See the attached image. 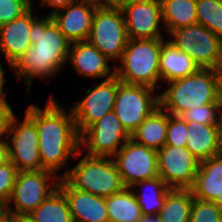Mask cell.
Here are the masks:
<instances>
[{"mask_svg":"<svg viewBox=\"0 0 222 222\" xmlns=\"http://www.w3.org/2000/svg\"><path fill=\"white\" fill-rule=\"evenodd\" d=\"M25 114L36 125L40 160L44 169L57 174L71 156L80 157V135L71 109L66 111L51 95L43 109L30 104Z\"/></svg>","mask_w":222,"mask_h":222,"instance_id":"obj_1","label":"cell"},{"mask_svg":"<svg viewBox=\"0 0 222 222\" xmlns=\"http://www.w3.org/2000/svg\"><path fill=\"white\" fill-rule=\"evenodd\" d=\"M31 47L10 68L24 80L30 91L34 78L49 79L67 62L70 42L50 15L38 17L29 32Z\"/></svg>","mask_w":222,"mask_h":222,"instance_id":"obj_2","label":"cell"},{"mask_svg":"<svg viewBox=\"0 0 222 222\" xmlns=\"http://www.w3.org/2000/svg\"><path fill=\"white\" fill-rule=\"evenodd\" d=\"M159 95L160 106L169 114L181 116L185 111L205 104H221L222 70L200 68L197 72L167 83Z\"/></svg>","mask_w":222,"mask_h":222,"instance_id":"obj_3","label":"cell"},{"mask_svg":"<svg viewBox=\"0 0 222 222\" xmlns=\"http://www.w3.org/2000/svg\"><path fill=\"white\" fill-rule=\"evenodd\" d=\"M163 42V38L128 39L121 64L115 66V76L127 84L153 89L159 87V60Z\"/></svg>","mask_w":222,"mask_h":222,"instance_id":"obj_4","label":"cell"},{"mask_svg":"<svg viewBox=\"0 0 222 222\" xmlns=\"http://www.w3.org/2000/svg\"><path fill=\"white\" fill-rule=\"evenodd\" d=\"M59 177H64L75 189L104 198L125 188L111 157H94L84 154L76 166Z\"/></svg>","mask_w":222,"mask_h":222,"instance_id":"obj_5","label":"cell"},{"mask_svg":"<svg viewBox=\"0 0 222 222\" xmlns=\"http://www.w3.org/2000/svg\"><path fill=\"white\" fill-rule=\"evenodd\" d=\"M87 41L110 61H120L128 41L121 8L100 3L95 10Z\"/></svg>","mask_w":222,"mask_h":222,"instance_id":"obj_6","label":"cell"},{"mask_svg":"<svg viewBox=\"0 0 222 222\" xmlns=\"http://www.w3.org/2000/svg\"><path fill=\"white\" fill-rule=\"evenodd\" d=\"M169 35L171 39L168 41L186 53L200 68L222 70V38L205 26L195 24L175 29Z\"/></svg>","mask_w":222,"mask_h":222,"instance_id":"obj_7","label":"cell"},{"mask_svg":"<svg viewBox=\"0 0 222 222\" xmlns=\"http://www.w3.org/2000/svg\"><path fill=\"white\" fill-rule=\"evenodd\" d=\"M59 179L57 174L46 169L18 171L7 209L19 218H26L58 188Z\"/></svg>","mask_w":222,"mask_h":222,"instance_id":"obj_8","label":"cell"},{"mask_svg":"<svg viewBox=\"0 0 222 222\" xmlns=\"http://www.w3.org/2000/svg\"><path fill=\"white\" fill-rule=\"evenodd\" d=\"M155 90L143 85L127 84L118 79L113 111L130 135L160 106L159 95H154Z\"/></svg>","mask_w":222,"mask_h":222,"instance_id":"obj_9","label":"cell"},{"mask_svg":"<svg viewBox=\"0 0 222 222\" xmlns=\"http://www.w3.org/2000/svg\"><path fill=\"white\" fill-rule=\"evenodd\" d=\"M130 138L117 115L111 111L80 135V149L86 147L88 156L113 158Z\"/></svg>","mask_w":222,"mask_h":222,"instance_id":"obj_10","label":"cell"},{"mask_svg":"<svg viewBox=\"0 0 222 222\" xmlns=\"http://www.w3.org/2000/svg\"><path fill=\"white\" fill-rule=\"evenodd\" d=\"M125 188L158 177L157 151L129 139L113 157Z\"/></svg>","mask_w":222,"mask_h":222,"instance_id":"obj_11","label":"cell"},{"mask_svg":"<svg viewBox=\"0 0 222 222\" xmlns=\"http://www.w3.org/2000/svg\"><path fill=\"white\" fill-rule=\"evenodd\" d=\"M157 156L158 176L170 188L190 189L193 186L200 160L186 147L164 145Z\"/></svg>","mask_w":222,"mask_h":222,"instance_id":"obj_12","label":"cell"},{"mask_svg":"<svg viewBox=\"0 0 222 222\" xmlns=\"http://www.w3.org/2000/svg\"><path fill=\"white\" fill-rule=\"evenodd\" d=\"M117 89L118 78L116 76L103 80L93 89H87V96L72 106L71 110L79 135L114 110Z\"/></svg>","mask_w":222,"mask_h":222,"instance_id":"obj_13","label":"cell"},{"mask_svg":"<svg viewBox=\"0 0 222 222\" xmlns=\"http://www.w3.org/2000/svg\"><path fill=\"white\" fill-rule=\"evenodd\" d=\"M9 138L10 161L18 171L44 169L40 160L36 125L26 114L22 122H19L16 115L12 119Z\"/></svg>","mask_w":222,"mask_h":222,"instance_id":"obj_14","label":"cell"},{"mask_svg":"<svg viewBox=\"0 0 222 222\" xmlns=\"http://www.w3.org/2000/svg\"><path fill=\"white\" fill-rule=\"evenodd\" d=\"M128 39L163 38L164 29L160 0H141L121 7ZM162 25V26H161ZM160 27L162 29H160Z\"/></svg>","mask_w":222,"mask_h":222,"instance_id":"obj_15","label":"cell"},{"mask_svg":"<svg viewBox=\"0 0 222 222\" xmlns=\"http://www.w3.org/2000/svg\"><path fill=\"white\" fill-rule=\"evenodd\" d=\"M99 4L92 0H78L51 17L70 43L87 41Z\"/></svg>","mask_w":222,"mask_h":222,"instance_id":"obj_16","label":"cell"},{"mask_svg":"<svg viewBox=\"0 0 222 222\" xmlns=\"http://www.w3.org/2000/svg\"><path fill=\"white\" fill-rule=\"evenodd\" d=\"M58 188L68 201L73 222H109L104 197L75 189L64 177H60Z\"/></svg>","mask_w":222,"mask_h":222,"instance_id":"obj_17","label":"cell"},{"mask_svg":"<svg viewBox=\"0 0 222 222\" xmlns=\"http://www.w3.org/2000/svg\"><path fill=\"white\" fill-rule=\"evenodd\" d=\"M33 6L21 17L0 26V50L8 66L14 65L31 47L30 30L37 19L33 16Z\"/></svg>","mask_w":222,"mask_h":222,"instance_id":"obj_18","label":"cell"},{"mask_svg":"<svg viewBox=\"0 0 222 222\" xmlns=\"http://www.w3.org/2000/svg\"><path fill=\"white\" fill-rule=\"evenodd\" d=\"M109 59L105 57L89 41H80L70 44L67 62H71L77 74L88 78L103 80L115 76V65H109Z\"/></svg>","mask_w":222,"mask_h":222,"instance_id":"obj_19","label":"cell"},{"mask_svg":"<svg viewBox=\"0 0 222 222\" xmlns=\"http://www.w3.org/2000/svg\"><path fill=\"white\" fill-rule=\"evenodd\" d=\"M186 148L200 161L222 153L219 124L187 122Z\"/></svg>","mask_w":222,"mask_h":222,"instance_id":"obj_20","label":"cell"},{"mask_svg":"<svg viewBox=\"0 0 222 222\" xmlns=\"http://www.w3.org/2000/svg\"><path fill=\"white\" fill-rule=\"evenodd\" d=\"M193 197L215 202L222 197V153L200 161L193 186Z\"/></svg>","mask_w":222,"mask_h":222,"instance_id":"obj_21","label":"cell"},{"mask_svg":"<svg viewBox=\"0 0 222 222\" xmlns=\"http://www.w3.org/2000/svg\"><path fill=\"white\" fill-rule=\"evenodd\" d=\"M200 67L186 53L179 51L171 42L165 40L160 50V79L165 83L189 76Z\"/></svg>","mask_w":222,"mask_h":222,"instance_id":"obj_22","label":"cell"},{"mask_svg":"<svg viewBox=\"0 0 222 222\" xmlns=\"http://www.w3.org/2000/svg\"><path fill=\"white\" fill-rule=\"evenodd\" d=\"M167 125L168 112L159 106L131 134V139L158 151L165 145Z\"/></svg>","mask_w":222,"mask_h":222,"instance_id":"obj_23","label":"cell"},{"mask_svg":"<svg viewBox=\"0 0 222 222\" xmlns=\"http://www.w3.org/2000/svg\"><path fill=\"white\" fill-rule=\"evenodd\" d=\"M135 188H137L139 192H137ZM131 189L141 208L142 215H158L164 205L167 193L172 188L158 176L138 182L132 186ZM141 189L144 190L142 191Z\"/></svg>","mask_w":222,"mask_h":222,"instance_id":"obj_24","label":"cell"},{"mask_svg":"<svg viewBox=\"0 0 222 222\" xmlns=\"http://www.w3.org/2000/svg\"><path fill=\"white\" fill-rule=\"evenodd\" d=\"M162 24L170 33L197 24L196 0H160Z\"/></svg>","mask_w":222,"mask_h":222,"instance_id":"obj_25","label":"cell"},{"mask_svg":"<svg viewBox=\"0 0 222 222\" xmlns=\"http://www.w3.org/2000/svg\"><path fill=\"white\" fill-rule=\"evenodd\" d=\"M109 222H139L141 208L131 188L105 198Z\"/></svg>","mask_w":222,"mask_h":222,"instance_id":"obj_26","label":"cell"},{"mask_svg":"<svg viewBox=\"0 0 222 222\" xmlns=\"http://www.w3.org/2000/svg\"><path fill=\"white\" fill-rule=\"evenodd\" d=\"M26 218L31 222H73L68 201L59 188L55 189Z\"/></svg>","mask_w":222,"mask_h":222,"instance_id":"obj_27","label":"cell"},{"mask_svg":"<svg viewBox=\"0 0 222 222\" xmlns=\"http://www.w3.org/2000/svg\"><path fill=\"white\" fill-rule=\"evenodd\" d=\"M193 194L190 189L172 188L158 216L161 222H189Z\"/></svg>","mask_w":222,"mask_h":222,"instance_id":"obj_28","label":"cell"},{"mask_svg":"<svg viewBox=\"0 0 222 222\" xmlns=\"http://www.w3.org/2000/svg\"><path fill=\"white\" fill-rule=\"evenodd\" d=\"M197 24L222 38V0H196Z\"/></svg>","mask_w":222,"mask_h":222,"instance_id":"obj_29","label":"cell"},{"mask_svg":"<svg viewBox=\"0 0 222 222\" xmlns=\"http://www.w3.org/2000/svg\"><path fill=\"white\" fill-rule=\"evenodd\" d=\"M189 222H222L221 209L215 202L193 198Z\"/></svg>","mask_w":222,"mask_h":222,"instance_id":"obj_30","label":"cell"},{"mask_svg":"<svg viewBox=\"0 0 222 222\" xmlns=\"http://www.w3.org/2000/svg\"><path fill=\"white\" fill-rule=\"evenodd\" d=\"M221 104H205L185 111L181 117L186 122H198L200 124H219Z\"/></svg>","mask_w":222,"mask_h":222,"instance_id":"obj_31","label":"cell"},{"mask_svg":"<svg viewBox=\"0 0 222 222\" xmlns=\"http://www.w3.org/2000/svg\"><path fill=\"white\" fill-rule=\"evenodd\" d=\"M188 135L187 122L181 116L168 113V125L165 145L186 147Z\"/></svg>","mask_w":222,"mask_h":222,"instance_id":"obj_32","label":"cell"},{"mask_svg":"<svg viewBox=\"0 0 222 222\" xmlns=\"http://www.w3.org/2000/svg\"><path fill=\"white\" fill-rule=\"evenodd\" d=\"M33 5L30 0H0V26L21 17Z\"/></svg>","mask_w":222,"mask_h":222,"instance_id":"obj_33","label":"cell"},{"mask_svg":"<svg viewBox=\"0 0 222 222\" xmlns=\"http://www.w3.org/2000/svg\"><path fill=\"white\" fill-rule=\"evenodd\" d=\"M17 173V167L11 161L0 165V198L6 203L12 195Z\"/></svg>","mask_w":222,"mask_h":222,"instance_id":"obj_34","label":"cell"},{"mask_svg":"<svg viewBox=\"0 0 222 222\" xmlns=\"http://www.w3.org/2000/svg\"><path fill=\"white\" fill-rule=\"evenodd\" d=\"M14 111L9 103H0V142L8 141Z\"/></svg>","mask_w":222,"mask_h":222,"instance_id":"obj_35","label":"cell"},{"mask_svg":"<svg viewBox=\"0 0 222 222\" xmlns=\"http://www.w3.org/2000/svg\"><path fill=\"white\" fill-rule=\"evenodd\" d=\"M41 6H49L53 9L46 15H53L57 11L64 9L67 5L77 2L78 0H41Z\"/></svg>","mask_w":222,"mask_h":222,"instance_id":"obj_36","label":"cell"},{"mask_svg":"<svg viewBox=\"0 0 222 222\" xmlns=\"http://www.w3.org/2000/svg\"><path fill=\"white\" fill-rule=\"evenodd\" d=\"M10 161L8 141L0 142V165Z\"/></svg>","mask_w":222,"mask_h":222,"instance_id":"obj_37","label":"cell"},{"mask_svg":"<svg viewBox=\"0 0 222 222\" xmlns=\"http://www.w3.org/2000/svg\"><path fill=\"white\" fill-rule=\"evenodd\" d=\"M6 82L5 70L2 64L0 63V103H8L6 97L7 93L4 92V84Z\"/></svg>","mask_w":222,"mask_h":222,"instance_id":"obj_38","label":"cell"},{"mask_svg":"<svg viewBox=\"0 0 222 222\" xmlns=\"http://www.w3.org/2000/svg\"><path fill=\"white\" fill-rule=\"evenodd\" d=\"M0 222H20V218L9 209H5L0 213Z\"/></svg>","mask_w":222,"mask_h":222,"instance_id":"obj_39","label":"cell"},{"mask_svg":"<svg viewBox=\"0 0 222 222\" xmlns=\"http://www.w3.org/2000/svg\"><path fill=\"white\" fill-rule=\"evenodd\" d=\"M135 1H141V0H103L102 4L121 8L123 5Z\"/></svg>","mask_w":222,"mask_h":222,"instance_id":"obj_40","label":"cell"},{"mask_svg":"<svg viewBox=\"0 0 222 222\" xmlns=\"http://www.w3.org/2000/svg\"><path fill=\"white\" fill-rule=\"evenodd\" d=\"M139 222H161L158 215H142Z\"/></svg>","mask_w":222,"mask_h":222,"instance_id":"obj_41","label":"cell"},{"mask_svg":"<svg viewBox=\"0 0 222 222\" xmlns=\"http://www.w3.org/2000/svg\"><path fill=\"white\" fill-rule=\"evenodd\" d=\"M219 130H220V136L222 140V101H221V108H220V114H219Z\"/></svg>","mask_w":222,"mask_h":222,"instance_id":"obj_42","label":"cell"},{"mask_svg":"<svg viewBox=\"0 0 222 222\" xmlns=\"http://www.w3.org/2000/svg\"><path fill=\"white\" fill-rule=\"evenodd\" d=\"M7 209V203L0 198V210H5Z\"/></svg>","mask_w":222,"mask_h":222,"instance_id":"obj_43","label":"cell"},{"mask_svg":"<svg viewBox=\"0 0 222 222\" xmlns=\"http://www.w3.org/2000/svg\"><path fill=\"white\" fill-rule=\"evenodd\" d=\"M215 203L219 206V207H222V197H219Z\"/></svg>","mask_w":222,"mask_h":222,"instance_id":"obj_44","label":"cell"},{"mask_svg":"<svg viewBox=\"0 0 222 222\" xmlns=\"http://www.w3.org/2000/svg\"><path fill=\"white\" fill-rule=\"evenodd\" d=\"M20 222H31V221L28 220L27 218H20Z\"/></svg>","mask_w":222,"mask_h":222,"instance_id":"obj_45","label":"cell"},{"mask_svg":"<svg viewBox=\"0 0 222 222\" xmlns=\"http://www.w3.org/2000/svg\"><path fill=\"white\" fill-rule=\"evenodd\" d=\"M92 1H95V2H98V3H103V0H92Z\"/></svg>","mask_w":222,"mask_h":222,"instance_id":"obj_46","label":"cell"}]
</instances>
